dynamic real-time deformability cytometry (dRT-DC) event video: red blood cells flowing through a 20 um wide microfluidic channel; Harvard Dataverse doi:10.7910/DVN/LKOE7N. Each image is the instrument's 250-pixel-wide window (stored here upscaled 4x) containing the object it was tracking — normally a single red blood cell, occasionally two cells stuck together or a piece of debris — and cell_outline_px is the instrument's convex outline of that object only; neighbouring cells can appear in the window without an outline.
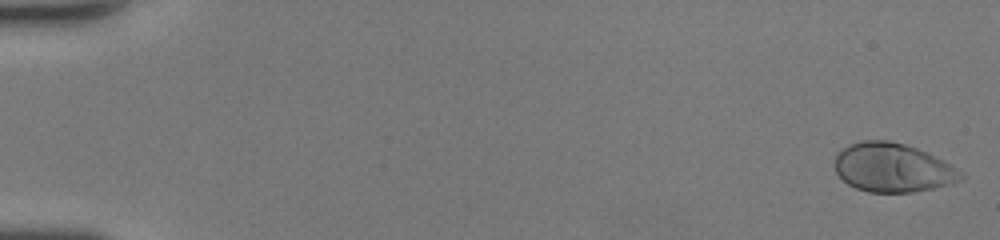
{"species": "human", "species_latin": "Homo sapiens", "temperature_condition": "room temperature", "stored_images_in_passage": 14, "camera_frame_rate_fps": 3000, "um_per_image_px": 0.085, "donor": {"sex": "female"}, "frame": {"image": 1, "passage_image": 1, "time_ms": 0.0, "image_size_px": [1000, 240], "cell_outline_px": [[964, 176], [960, 180], [952, 184], [912, 192], [868, 192], [856, 188], [848, 184], [836, 172], [832, 164], [836, 156], [848, 144], [860, 140], [888, 140], [904, 144], [916, 148], [964, 172]], "centroid_in_image_um": [75.84, 14.25], "position_along_channel_um": 9.2, "area_um2": 35.72}}